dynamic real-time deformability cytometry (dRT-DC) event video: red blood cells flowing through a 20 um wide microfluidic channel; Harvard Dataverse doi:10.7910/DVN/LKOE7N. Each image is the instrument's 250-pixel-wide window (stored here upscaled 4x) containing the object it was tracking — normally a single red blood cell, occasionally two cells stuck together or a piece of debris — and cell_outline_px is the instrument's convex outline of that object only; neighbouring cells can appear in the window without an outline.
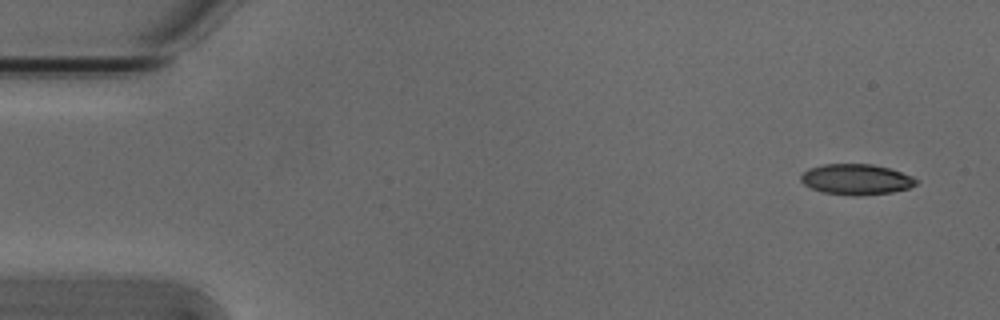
{"species": "Egyptian fruit bat (a non-hibernating species)", "species_latin": "Rousettus aegyptiacus", "temperature_condition": "cold", "stored_images_in_passage": 5, "camera_frame_rate_fps": 3000, "um_per_image_px": 0.085, "animal": {"sex": "male"}, "frame": {"image": 1, "passage_image": 1, "time_ms": 0.0, "image_size_px": [1000, 320], "cell_outline_px": [[916, 184], [908, 188], [892, 192], [860, 196], [852, 196], [824, 192], [812, 188], [804, 184], [800, 180], [800, 176], [808, 168], [824, 164], [872, 164], [888, 168], [912, 176], [916, 180]], "centroid_in_image_um": [72.75, 15.25], "position_along_channel_um": 12.2, "area_um2": 20.46}}
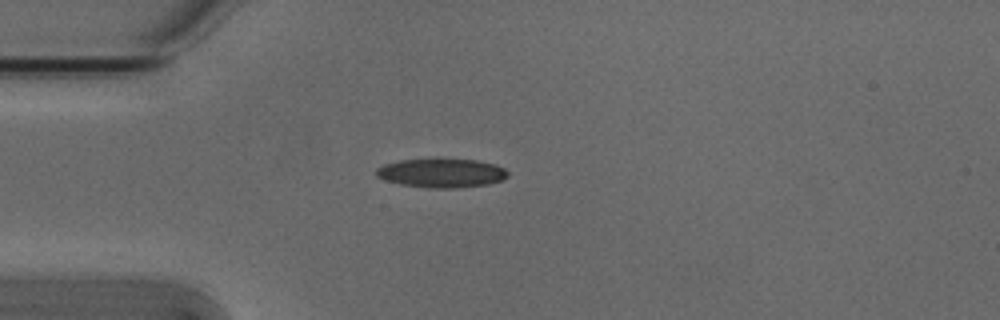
{"frame": {"image": 2, "passage_image": 4, "time_ms": 1.0, "image_size_px": [1000, 320], "cell_outline_px": [[508, 176], [500, 180], [488, 184], [452, 188], [428, 188], [400, 184], [384, 180], [376, 176], [376, 168], [384, 164], [400, 160], [476, 160], [496, 164], [504, 168], [508, 172]], "centroid_in_image_um": [37.51, 14.72], "position_along_channel_um": 47.5, "area_um2": 21.91}}